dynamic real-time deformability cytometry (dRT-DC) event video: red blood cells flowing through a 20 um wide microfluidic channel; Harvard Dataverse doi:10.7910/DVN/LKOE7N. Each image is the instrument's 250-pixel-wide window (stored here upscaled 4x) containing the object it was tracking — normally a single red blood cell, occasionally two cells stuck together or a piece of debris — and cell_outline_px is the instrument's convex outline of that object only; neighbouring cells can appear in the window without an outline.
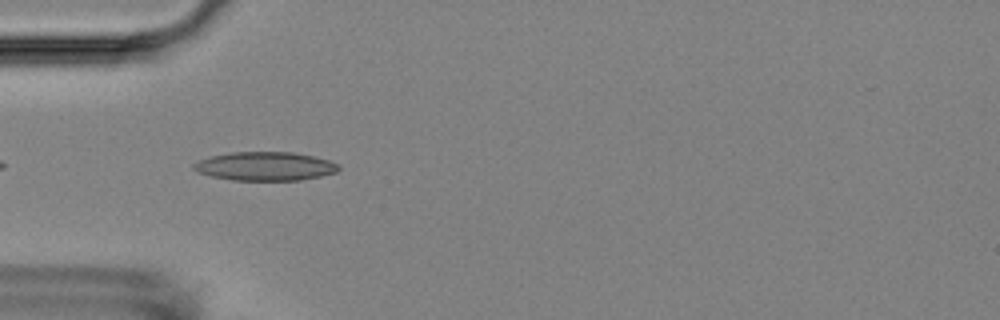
{"species": "Egyptian fruit bat (a non-hibernating species)", "species_latin": "Rousettus aegyptiacus", "temperature_condition": "room temperature", "stored_images_in_passage": 41, "camera_frame_rate_fps": 3000, "um_per_image_px": 0.085, "animal": {"sex": "female"}, "frame": {"image": 1, "passage_image": 3, "time_ms": 0.667, "image_size_px": [1000, 320], "cell_outline_px": [[340, 168], [336, 172], [320, 176], [300, 180], [232, 180], [212, 176], [196, 172], [192, 168], [192, 164], [200, 160], [212, 156], [232, 152], [292, 152], [312, 156], [328, 160], [336, 164]], "centroid_in_image_um": [22.5, 14.13], "position_along_channel_um": 62.5, "area_um2": 24.04}}
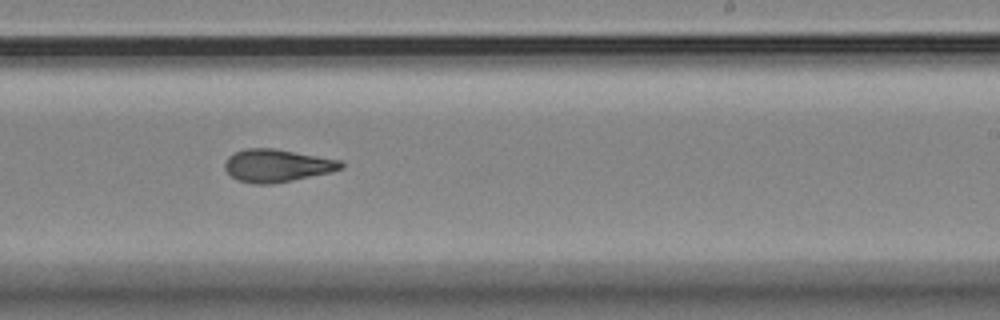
{"frame": {"image": 2, "passage_image": 20, "time_ms": 6.333, "image_size_px": [1000, 320], "cell_outline_px": [[344, 168], [332, 172], [272, 184], [252, 184], [236, 180], [224, 168], [224, 164], [228, 156], [244, 148], [272, 148], [340, 160], [344, 164]], "centroid_in_image_um": [23.53, 14.08], "position_along_channel_um": 265.5, "area_um2": 22.14}}
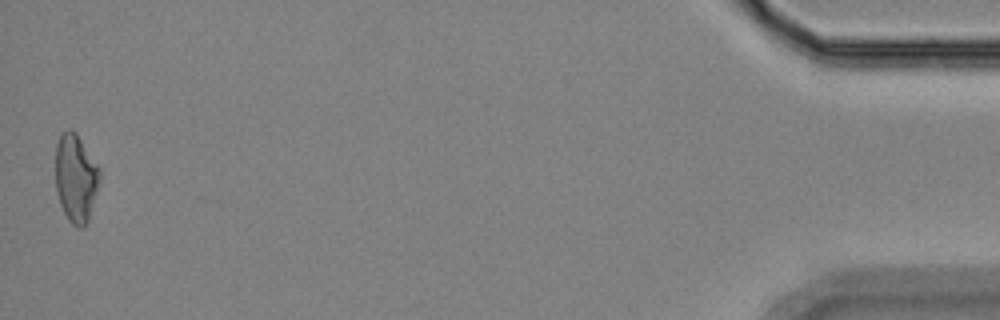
{"frame": {"image": 3, "passage_image": 41, "time_ms": 13.333, "image_size_px": [1000, 320], "cell_outline_px": [[100, 180], [88, 220], [84, 228], [80, 228], [72, 224], [68, 220], [60, 204], [56, 188], [56, 144], [60, 132], [68, 128], [72, 128], [76, 132], [100, 168]], "centroid_in_image_um": [6.44, 15.09], "position_along_channel_um": 428.8, "area_um2": 22.83}, "authors_computed_cell_mechanics": {"area_um2": 22.1374, "velocity_mm_per_s": 3.5972, "shape_relaxation_time_tau1_ms": 8.6786, "shape_relaxation_time_tau2_ms": 3.3024, "deformation_change_tau1": 0.2203, "deformation_change_tau2": 0.1109}}